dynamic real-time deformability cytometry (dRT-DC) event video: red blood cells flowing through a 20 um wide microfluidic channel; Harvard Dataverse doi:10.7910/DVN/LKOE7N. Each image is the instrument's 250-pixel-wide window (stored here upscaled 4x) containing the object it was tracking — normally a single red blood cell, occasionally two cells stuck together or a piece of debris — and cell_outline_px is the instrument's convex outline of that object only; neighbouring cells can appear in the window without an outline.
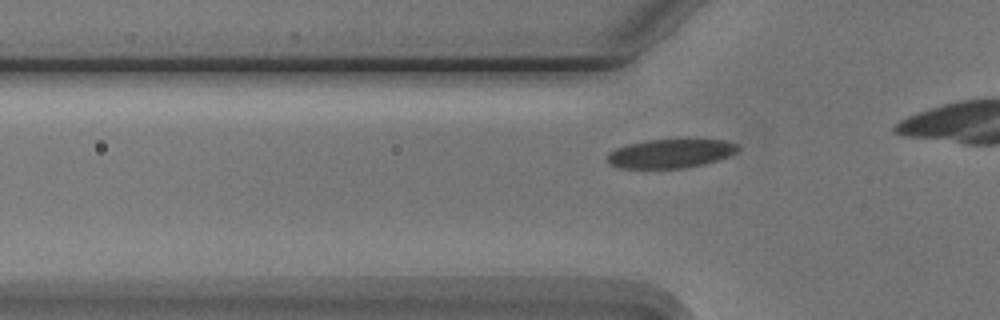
{"species": "Egyptian fruit bat (a non-hibernating species)", "species_latin": "Rousettus aegyptiacus", "temperature_condition": "cold", "stored_images_in_passage": 17, "camera_frame_rate_fps": 3000, "um_per_image_px": 0.085, "animal": {"sex": "male"}, "frame": {"image": 1, "passage_image": 7, "time_ms": 2.0, "image_size_px": [1000, 320], "cell_outline_px": [[740, 148], [736, 152], [728, 156], [704, 164], [684, 168], [616, 168], [608, 164], [608, 152], [616, 148], [628, 144], [648, 140], [724, 140], [740, 144]], "centroid_in_image_um": [56.98, 13.05], "position_along_channel_um": 68.8, "area_um2": 21.96}}
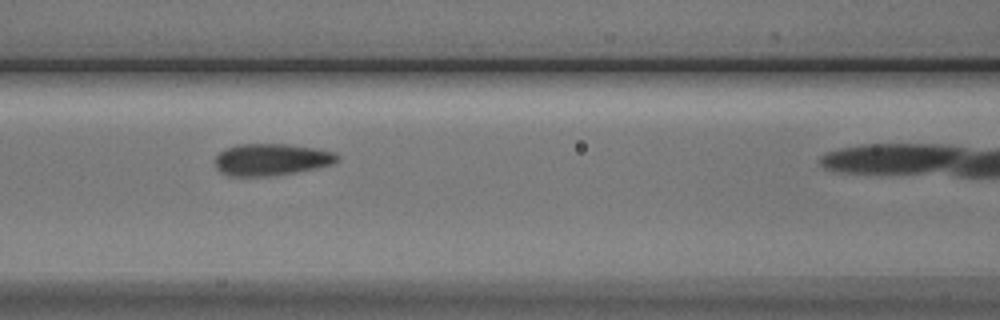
{"frame": {"image": 2, "passage_image": 13, "time_ms": 4.0, "image_size_px": [1000, 320], "cell_outline_px": [[340, 160], [332, 164], [316, 168], [296, 172], [272, 176], [228, 176], [220, 172], [216, 168], [216, 156], [224, 148], [236, 144], [288, 144], [316, 148], [336, 152], [340, 156]], "centroid_in_image_um": [23.08, 13.56], "position_along_channel_um": 143.5, "area_um2": 23.0}}
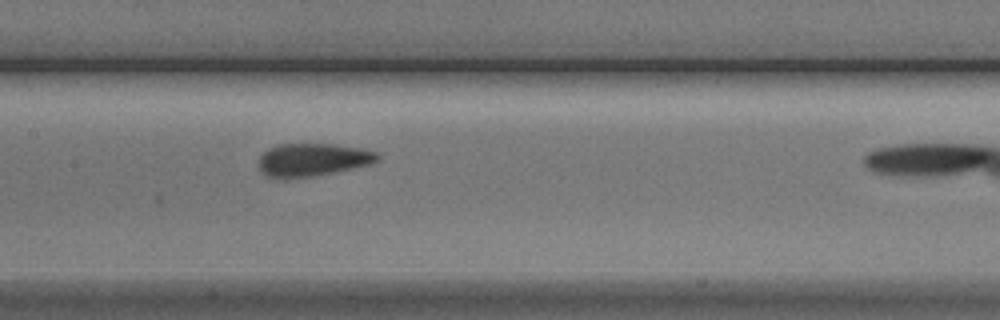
{"frame": {"image": 3, "passage_image": 16, "time_ms": 5.0, "image_size_px": [1000, 320], "cell_outline_px": [[380, 160], [368, 164], [352, 168], [316, 176], [284, 180], [276, 180], [260, 172], [260, 156], [268, 148], [280, 144], [332, 144], [360, 148], [376, 152], [380, 156]], "centroid_in_image_um": [26.53, 13.6], "position_along_channel_um": 180.9, "area_um2": 23.0}}